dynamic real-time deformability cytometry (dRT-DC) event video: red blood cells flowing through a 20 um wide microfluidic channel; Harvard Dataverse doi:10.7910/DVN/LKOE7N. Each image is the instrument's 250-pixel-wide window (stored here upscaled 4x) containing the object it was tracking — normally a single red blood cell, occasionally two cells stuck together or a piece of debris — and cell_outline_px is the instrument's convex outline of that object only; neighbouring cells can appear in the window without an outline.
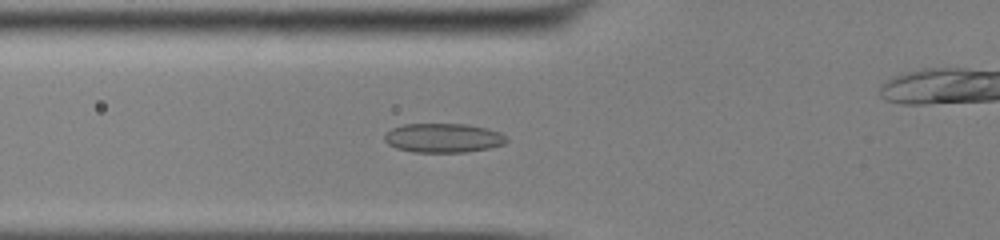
{"species": "common noctule bat (a hibernating species)", "species_latin": "Nyctalus noctula", "temperature_condition": "cold", "stored_images_in_passage": 38, "camera_frame_rate_fps": 3000, "um_per_image_px": 0.085, "animal": {"sex": "male", "body_mass_g": 13.0, "forearm_length_mm": 53.1}, "frame": {"image": 1, "passage_image": 11, "time_ms": 3.333, "image_size_px": [1000, 240], "cell_outline_px": [[508, 140], [504, 144], [488, 148], [464, 152], [412, 152], [396, 148], [388, 144], [384, 140], [384, 136], [392, 128], [404, 124], [464, 124], [488, 128], [500, 132], [508, 136]], "centroid_in_image_um": [37.69, 11.72], "position_along_channel_um": 88.1, "area_um2": 20.81}}
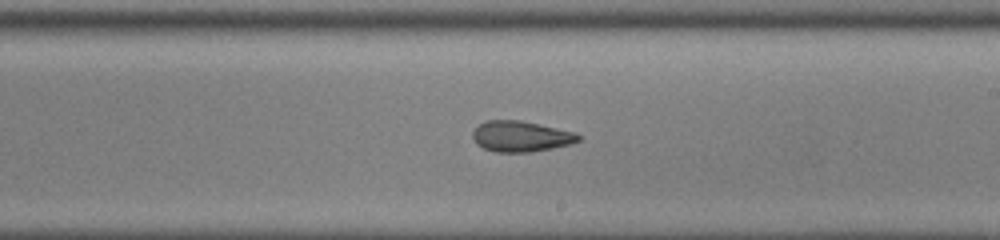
{"frame": {"image": 2, "passage_image": 23, "time_ms": 7.333, "image_size_px": [1000, 240], "cell_outline_px": [[580, 140], [572, 144], [532, 152], [496, 152], [484, 148], [476, 144], [472, 136], [472, 132], [484, 120], [520, 120], [576, 132], [580, 136]], "centroid_in_image_um": [44.28, 11.59], "position_along_channel_um": 244.7, "area_um2": 19.02}}
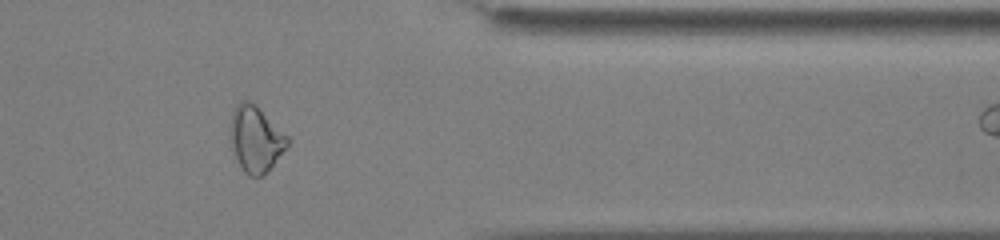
{"frame": {"image": 3, "passage_image": 35, "time_ms": 11.333, "image_size_px": [1000, 240], "cell_outline_px": [[288, 144], [268, 172], [264, 176], [248, 176], [244, 172], [232, 152], [232, 112], [236, 104], [240, 100], [248, 100], [256, 104], [288, 136]], "centroid_in_image_um": [21.74, 11.82], "position_along_channel_um": 389.7, "area_um2": 21.79}}